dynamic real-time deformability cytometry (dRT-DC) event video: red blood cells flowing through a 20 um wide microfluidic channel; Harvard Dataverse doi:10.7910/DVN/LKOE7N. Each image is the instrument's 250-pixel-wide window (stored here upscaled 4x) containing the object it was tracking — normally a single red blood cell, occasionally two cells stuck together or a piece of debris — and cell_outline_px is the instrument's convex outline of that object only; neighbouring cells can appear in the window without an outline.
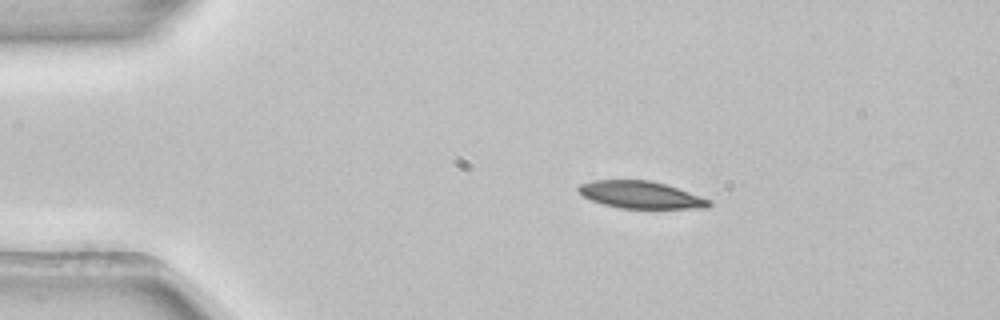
{"species": "common noctule bat (a hibernating species)", "species_latin": "Nyctalus noctula", "temperature_condition": "room temperature", "stored_images_in_passage": 44, "camera_frame_rate_fps": 3000, "um_per_image_px": 0.085, "animal": {"sex": "female", "body_mass_g": 22.7, "forearm_length_mm": 54.2}, "frame": {"image": 1, "passage_image": 1, "time_ms": 0.0, "image_size_px": [1000, 320], "cell_outline_px": [[712, 204], [708, 208], [620, 208], [604, 204], [592, 200], [584, 196], [576, 188], [580, 184], [592, 180], [652, 180], [712, 200]], "centroid_in_image_um": [54.47, 16.56], "position_along_channel_um": 30.5, "area_um2": 20.52}}
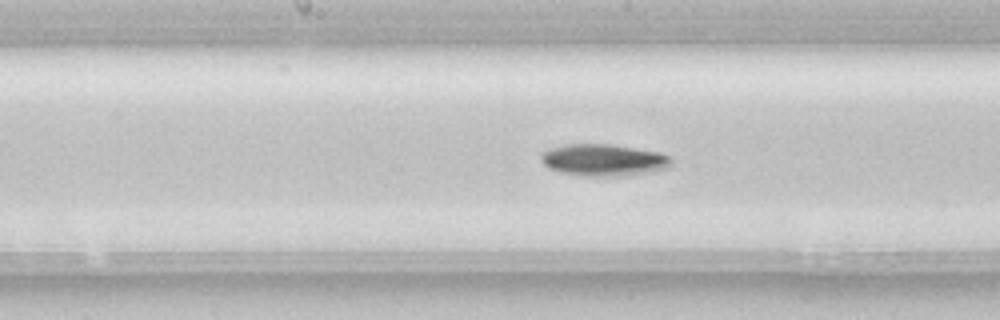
{"frame": {"image": 2, "passage_image": 18, "time_ms": 5.667, "image_size_px": [1000, 320], "cell_outline_px": [[672, 164], [668, 168], [652, 172], [628, 176], [580, 176], [560, 172], [548, 168], [540, 160], [540, 156], [548, 148], [564, 144], [612, 144], [656, 152], [668, 156], [672, 160]], "centroid_in_image_um": [51.28, 13.61], "position_along_channel_um": 196.9, "area_um2": 24.45}}
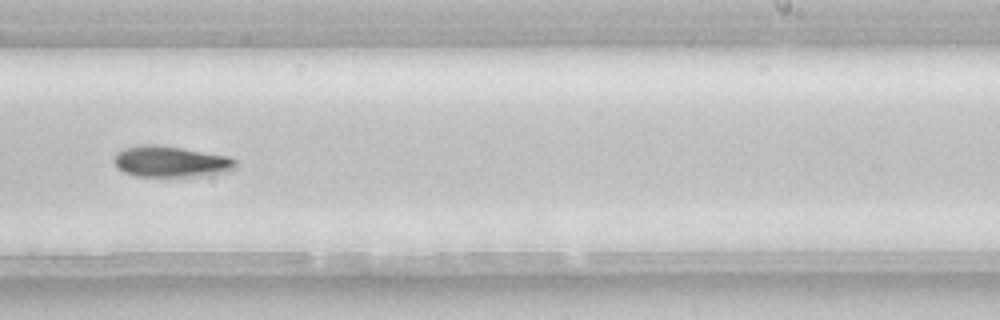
{"frame": {"image": 3, "passage_image": 24, "time_ms": 7.667, "image_size_px": [1000, 320], "cell_outline_px": [[236, 168], [228, 172], [204, 176], [136, 176], [124, 172], [116, 168], [116, 152], [124, 148], [140, 144], [156, 144], [228, 156], [236, 160]], "centroid_in_image_um": [14.54, 13.74], "position_along_channel_um": 274.5, "area_um2": 22.02}, "authors_computed_cell_mechanics": {"area_um2": 21.2126, "velocity_mm_per_s": 3.9065, "shape_relaxation_time_tau1_ms": 2.6627, "shape_relaxation_time_tau2_ms": null, "deformation_change_tau1": 0.0965, "deformation_change_tau2": null}}